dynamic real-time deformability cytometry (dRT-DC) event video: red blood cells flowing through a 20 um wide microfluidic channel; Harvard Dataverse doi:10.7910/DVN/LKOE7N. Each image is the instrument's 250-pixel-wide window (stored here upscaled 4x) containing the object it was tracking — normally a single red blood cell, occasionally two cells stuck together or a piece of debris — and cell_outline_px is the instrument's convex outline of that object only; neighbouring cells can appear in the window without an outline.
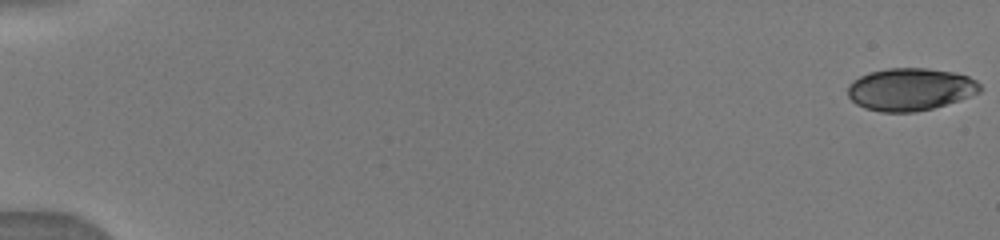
{"species": "human", "species_latin": "Homo sapiens", "temperature_condition": "warm", "stored_images_in_passage": 6, "camera_frame_rate_fps": 3000, "um_per_image_px": 0.085, "donor": {"sex": "male"}, "frame": {"image": 1, "passage_image": 1, "time_ms": 0.0, "image_size_px": [1000, 240], "cell_outline_px": [[984, 88], [980, 92], [932, 108], [916, 112], [880, 112], [864, 108], [856, 104], [848, 96], [848, 84], [852, 80], [868, 72], [888, 68], [928, 68], [952, 72], [968, 76], [976, 80]], "centroid_in_image_um": [77.34, 7.58], "position_along_channel_um": 7.7, "area_um2": 32.77}}
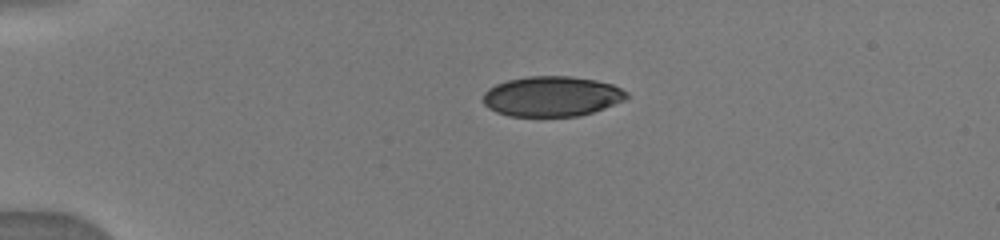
{"frame": {"image": 2, "passage_image": 5, "time_ms": 4.0, "image_size_px": [1000, 240], "cell_outline_px": [[628, 96], [624, 100], [604, 108], [580, 116], [508, 116], [496, 112], [488, 108], [484, 104], [484, 92], [488, 88], [496, 84], [508, 80], [528, 76], [572, 76], [596, 80], [612, 84], [628, 92]], "centroid_in_image_um": [46.9, 8.19], "position_along_channel_um": 38.1, "area_um2": 33.64}}